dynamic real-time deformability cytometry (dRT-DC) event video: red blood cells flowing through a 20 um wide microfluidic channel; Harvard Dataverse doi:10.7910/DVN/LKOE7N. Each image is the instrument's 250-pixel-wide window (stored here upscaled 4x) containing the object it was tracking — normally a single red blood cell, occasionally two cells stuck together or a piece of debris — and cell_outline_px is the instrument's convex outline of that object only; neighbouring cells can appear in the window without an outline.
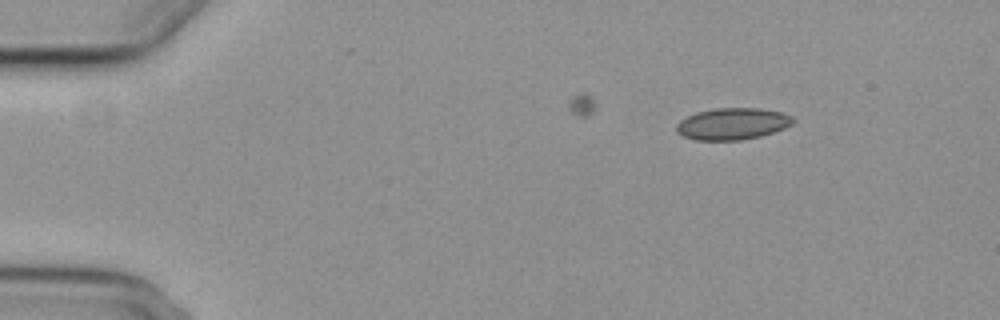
{"species": "common noctule bat (a hibernating species)", "species_latin": "Nyctalus noctula", "temperature_condition": "cold", "stored_images_in_passage": 4, "camera_frame_rate_fps": 3000, "um_per_image_px": 0.085, "animal": {"sex": "female", "body_mass_g": 29.2, "forearm_length_mm": 56.3}, "frame": {"image": 1, "passage_image": 1, "time_ms": 0.0, "image_size_px": [1000, 320], "cell_outline_px": [[792, 124], [784, 128], [760, 136], [740, 140], [696, 140], [684, 136], [676, 132], [676, 124], [680, 120], [696, 112], [716, 108], [760, 108], [780, 112], [792, 116]], "centroid_in_image_um": [62.23, 10.52], "position_along_channel_um": 22.8, "area_um2": 21.39}}
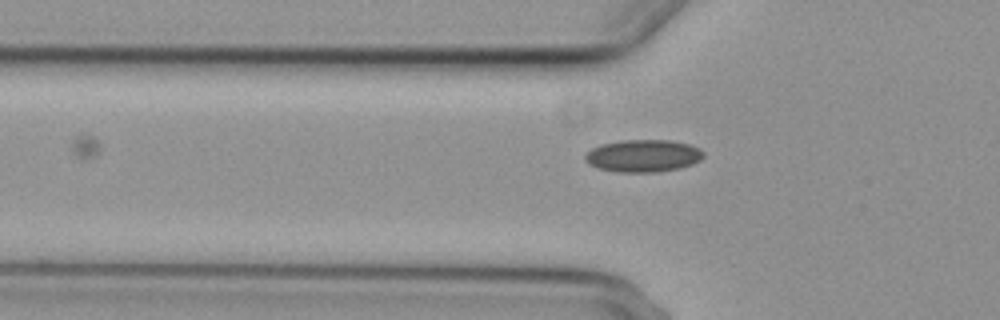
{"frame": {"image": 2, "passage_image": 4, "time_ms": 3.667, "image_size_px": [1000, 320], "cell_outline_px": [[704, 156], [700, 160], [692, 164], [680, 168], [656, 172], [616, 172], [600, 168], [588, 164], [584, 160], [584, 156], [592, 148], [600, 144], [624, 140], [668, 140], [688, 144], [700, 148], [704, 152]], "centroid_in_image_um": [54.67, 13.24], "position_along_channel_um": 71.1, "area_um2": 22.37}}